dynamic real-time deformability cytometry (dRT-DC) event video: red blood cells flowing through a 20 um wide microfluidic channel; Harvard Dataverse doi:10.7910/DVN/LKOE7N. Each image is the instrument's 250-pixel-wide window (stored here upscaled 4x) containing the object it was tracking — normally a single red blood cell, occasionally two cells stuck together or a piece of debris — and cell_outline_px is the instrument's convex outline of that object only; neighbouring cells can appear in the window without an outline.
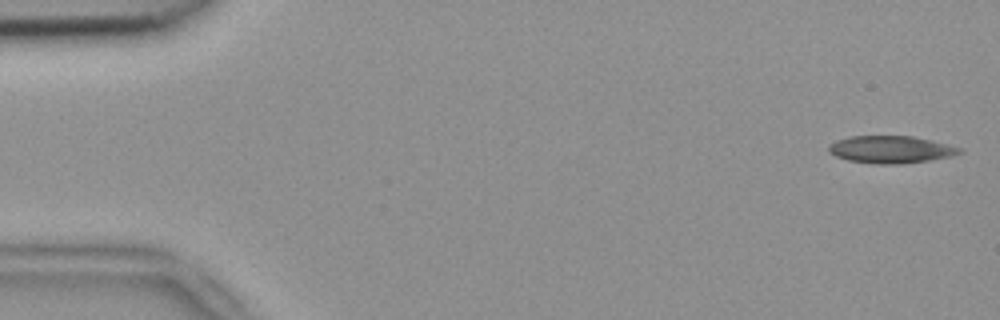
{"species": "common noctule bat (a hibernating species)", "species_latin": "Nyctalus noctula", "temperature_condition": "room temperature", "stored_images_in_passage": 52, "camera_frame_rate_fps": 3000, "um_per_image_px": 0.085, "animal": {"sex": "female", "body_mass_g": 18.4}, "frame": {"image": 1, "passage_image": 1, "time_ms": 0.0, "image_size_px": [1000, 320], "cell_outline_px": [[964, 152], [948, 156], [928, 160], [900, 164], [880, 164], [848, 160], [836, 156], [828, 152], [828, 144], [836, 140], [848, 136], [912, 136], [960, 148]], "centroid_in_image_um": [75.63, 12.7], "position_along_channel_um": 9.4, "area_um2": 20.52}}
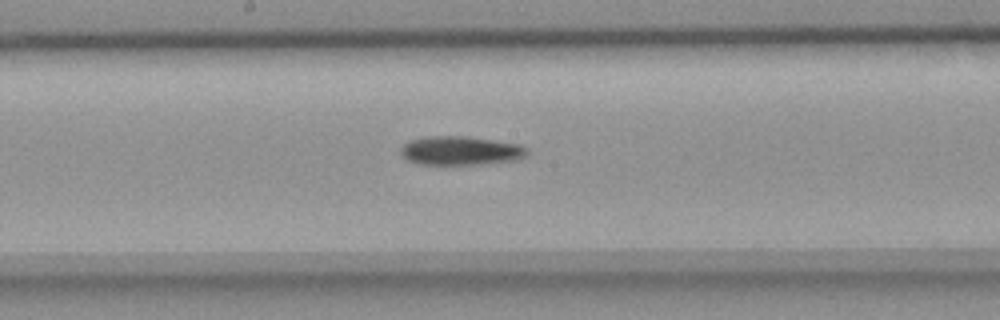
{"frame": {"image": 2, "passage_image": 27, "time_ms": 8.667, "image_size_px": [1000, 320], "cell_outline_px": [[528, 156], [520, 160], [488, 164], [416, 164], [404, 160], [400, 152], [400, 148], [408, 140], [428, 136], [464, 136], [520, 144], [528, 148]], "centroid_in_image_um": [39.16, 12.82], "position_along_channel_um": 209.0, "area_um2": 21.73}}
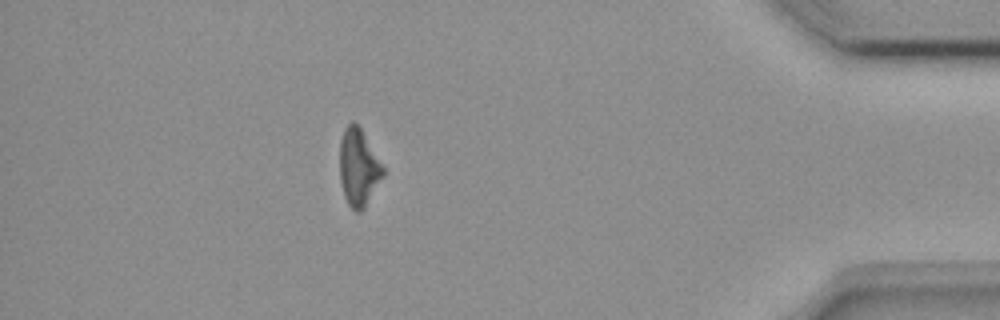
{"frame": {"image": 3, "passage_image": 46, "time_ms": 15.0, "image_size_px": [1000, 320], "cell_outline_px": [[384, 176], [364, 208], [360, 212], [356, 212], [348, 204], [344, 196], [340, 180], [340, 140], [344, 128], [352, 120], [360, 128], [384, 168]], "centroid_in_image_um": [30.46, 14.25], "position_along_channel_um": 404.7, "area_um2": 19.31}, "authors_computed_cell_mechanics": {"area_um2": 20.8947, "velocity_mm_per_s": 3.8317, "shape_relaxation_time_tau1_ms": 5.1027, "shape_relaxation_time_tau2_ms": null, "deformation_change_tau1": 0.1454, "deformation_change_tau2": null}}